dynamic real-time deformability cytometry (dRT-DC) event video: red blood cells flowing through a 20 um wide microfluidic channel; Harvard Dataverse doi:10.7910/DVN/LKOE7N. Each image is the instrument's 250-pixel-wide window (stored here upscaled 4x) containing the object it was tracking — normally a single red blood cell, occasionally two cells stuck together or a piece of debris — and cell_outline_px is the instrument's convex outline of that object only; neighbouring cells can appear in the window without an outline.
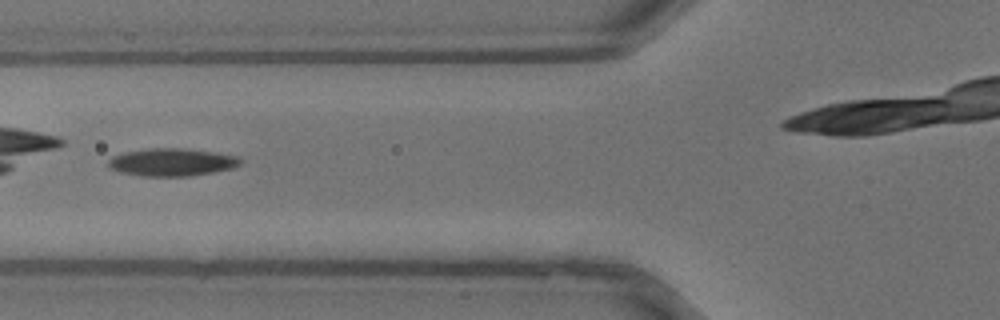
{"species": "common noctule bat (a hibernating species)", "species_latin": "Nyctalus noctula", "temperature_condition": "warm", "stored_images_in_passage": 23, "camera_frame_rate_fps": 3000, "um_per_image_px": 0.085, "animal": {"sex": "male", "body_mass_g": 13.3}, "frame": {"image": 1, "passage_image": 4, "time_ms": 1.0, "image_size_px": [1000, 320], "cell_outline_px": [[244, 160], [240, 164], [232, 168], [212, 172], [188, 176], [140, 176], [120, 172], [108, 168], [108, 160], [112, 156], [124, 152], [144, 148], [180, 148], [212, 152], [240, 156]], "centroid_in_image_um": [14.58, 13.78], "position_along_channel_um": 111.2, "area_um2": 21.44}}